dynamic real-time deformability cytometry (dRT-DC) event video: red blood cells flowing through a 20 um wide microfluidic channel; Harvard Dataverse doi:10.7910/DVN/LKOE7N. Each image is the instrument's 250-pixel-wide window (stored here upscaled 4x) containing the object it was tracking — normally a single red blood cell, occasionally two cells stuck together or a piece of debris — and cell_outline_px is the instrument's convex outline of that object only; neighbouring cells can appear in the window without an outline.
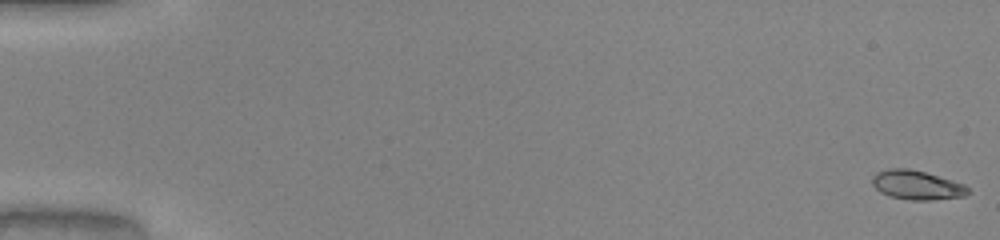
{"species": "common noctule bat (a hibernating species)", "species_latin": "Nyctalus noctula", "temperature_condition": "warm", "stored_images_in_passage": 52, "camera_frame_rate_fps": 3000, "um_per_image_px": 0.085, "animal": {"sex": "male", "body_mass_g": 20.0, "forearm_length_mm": 53.3}, "frame": {"image": 1, "passage_image": 1, "time_ms": 0.0, "image_size_px": [1000, 240], "cell_outline_px": [[972, 192], [964, 196], [932, 200], [908, 200], [888, 196], [880, 192], [872, 184], [872, 176], [876, 172], [888, 168], [908, 168], [924, 172], [952, 180], [964, 184]], "centroid_in_image_um": [77.91, 15.73], "position_along_channel_um": 7.1, "area_um2": 16.42}}
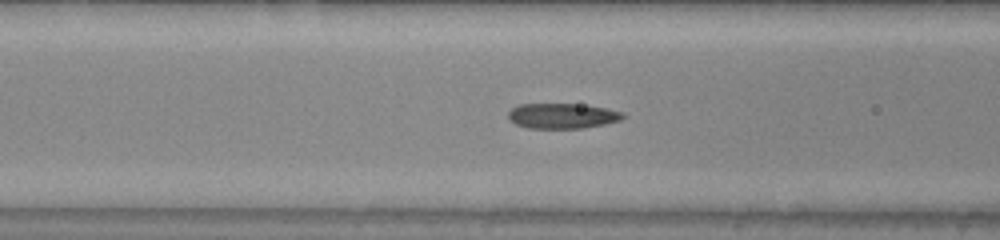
{"frame": {"image": 2, "passage_image": 22, "time_ms": 7.0, "image_size_px": [1000, 240], "cell_outline_px": [[628, 116], [620, 120], [604, 124], [584, 128], [528, 128], [516, 124], [508, 120], [508, 112], [512, 108], [520, 104], [580, 104], [608, 108], [624, 112]], "centroid_in_image_um": [47.83, 9.85], "position_along_channel_um": 118.8, "area_um2": 17.05}}
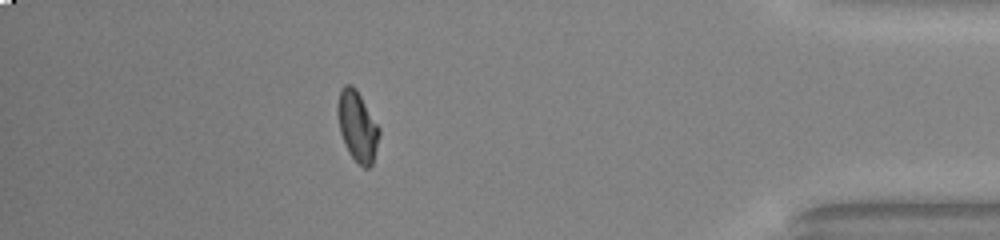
{"frame": {"image": 3, "passage_image": 46, "time_ms": 15.0, "image_size_px": [1000, 240], "cell_outline_px": [[380, 132], [372, 164], [368, 168], [364, 168], [348, 152], [340, 132], [336, 112], [336, 104], [340, 88], [344, 84], [352, 84], [356, 88], [380, 128]], "centroid_in_image_um": [30.35, 10.67], "position_along_channel_um": 404.9, "area_um2": 17.11}, "authors_computed_cell_mechanics": {"area_um2": 16.8198, "velocity_mm_per_s": 4.1082, "shape_relaxation_time_tau1_ms": 5.3747, "shape_relaxation_time_tau2_ms": 1.3219, "deformation_change_tau1": 0.1967, "deformation_change_tau2": 0.0418}}